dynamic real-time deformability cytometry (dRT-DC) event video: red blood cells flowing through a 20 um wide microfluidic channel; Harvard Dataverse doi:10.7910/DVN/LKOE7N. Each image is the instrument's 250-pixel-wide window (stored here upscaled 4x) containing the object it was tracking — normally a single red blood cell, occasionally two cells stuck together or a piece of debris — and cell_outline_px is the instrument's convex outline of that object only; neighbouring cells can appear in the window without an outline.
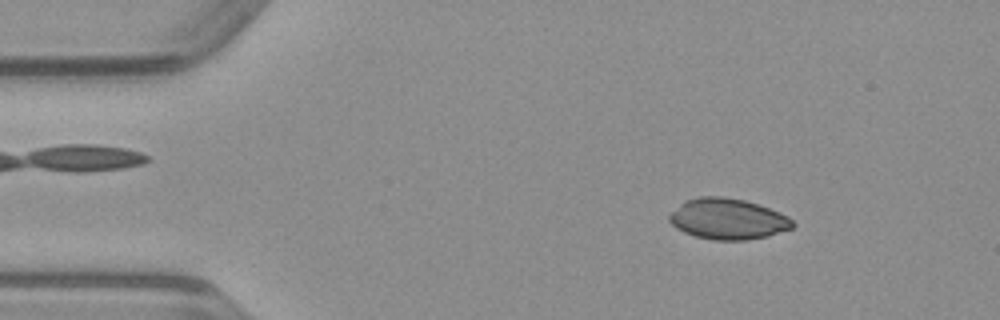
{"species": "common noctule bat (a hibernating species)", "species_latin": "Nyctalus noctula", "temperature_condition": "warm", "stored_images_in_passage": 48, "camera_frame_rate_fps": 3000, "um_per_image_px": 0.085, "animal": {"sex": "male", "body_mass_g": 23.1, "forearm_length_mm": 52.7}, "frame": {"image": 1, "passage_image": 6, "time_ms": 1.667, "image_size_px": [1000, 320], "cell_outline_px": [[796, 224], [792, 228], [768, 236], [744, 240], [712, 240], [696, 236], [684, 232], [676, 228], [668, 220], [668, 216], [684, 200], [700, 196], [724, 196], [744, 200], [780, 212], [788, 216]], "centroid_in_image_um": [61.86, 18.61], "position_along_channel_um": 23.1, "area_um2": 29.36}}
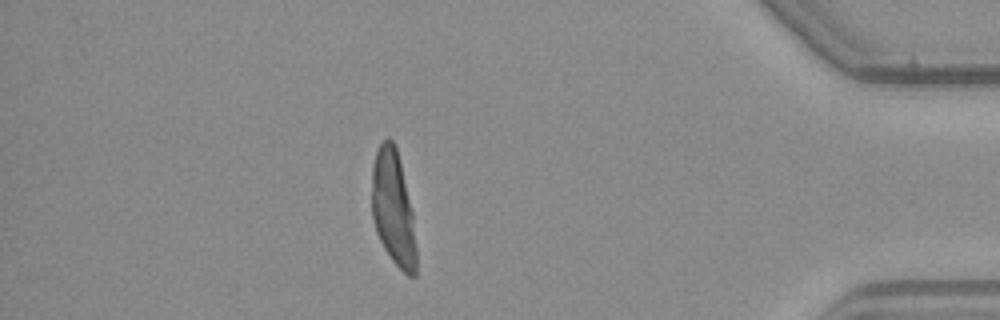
{"frame": {"image": 2, "passage_image": 42, "time_ms": 13.667, "image_size_px": [1000, 320], "cell_outline_px": [[416, 276], [408, 276], [392, 260], [384, 248], [376, 232], [372, 216], [372, 164], [376, 152], [380, 144], [384, 140], [392, 140], [396, 148], [412, 212], [416, 248]], "centroid_in_image_um": [33.41, 17.74], "position_along_channel_um": 401.8, "area_um2": 29.3}}